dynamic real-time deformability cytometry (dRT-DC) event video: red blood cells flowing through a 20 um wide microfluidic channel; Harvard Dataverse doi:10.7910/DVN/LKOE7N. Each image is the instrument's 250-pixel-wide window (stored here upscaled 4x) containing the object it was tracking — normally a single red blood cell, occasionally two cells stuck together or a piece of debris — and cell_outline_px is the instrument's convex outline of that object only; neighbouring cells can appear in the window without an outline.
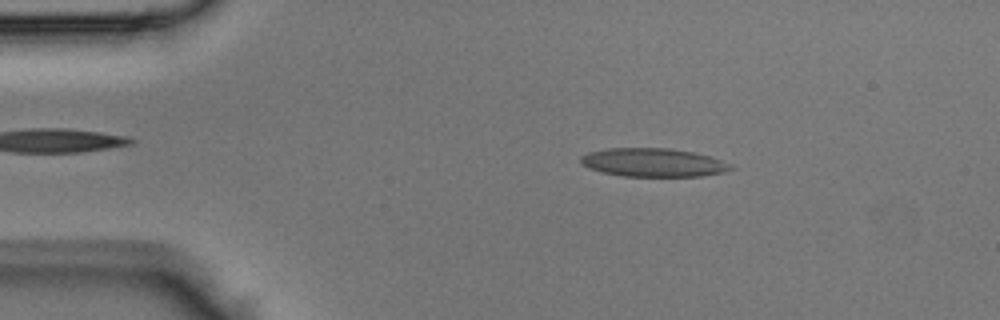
{"species": "Egyptian fruit bat (a non-hibernating species)", "species_latin": "Rousettus aegyptiacus", "temperature_condition": "room temperature", "stored_images_in_passage": 42, "camera_frame_rate_fps": 3000, "um_per_image_px": 0.085, "animal": {"sex": "male"}, "frame": {"image": 1, "passage_image": 6, "time_ms": 1.667, "image_size_px": [1000, 320], "cell_outline_px": [[736, 168], [728, 172], [700, 176], [624, 176], [604, 172], [588, 168], [580, 164], [580, 156], [588, 152], [608, 148], [668, 148], [692, 152], [708, 156], [720, 160]], "centroid_in_image_um": [55.5, 13.81], "position_along_channel_um": 29.5, "area_um2": 24.85}}
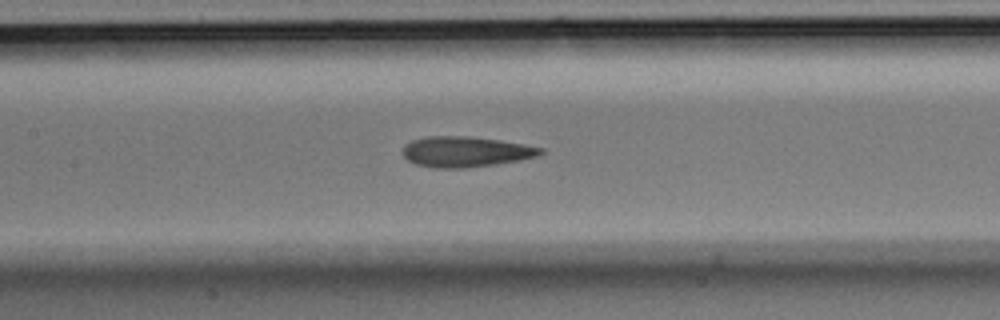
{"frame": {"image": 2, "passage_image": 18, "time_ms": 5.667, "image_size_px": [1000, 320], "cell_outline_px": [[544, 152], [536, 156], [520, 160], [496, 164], [464, 168], [432, 168], [416, 164], [408, 160], [404, 156], [404, 144], [412, 140], [428, 136], [468, 136], [500, 140], [544, 148]], "centroid_in_image_um": [39.57, 12.9], "position_along_channel_um": 167.8, "area_um2": 24.45}}
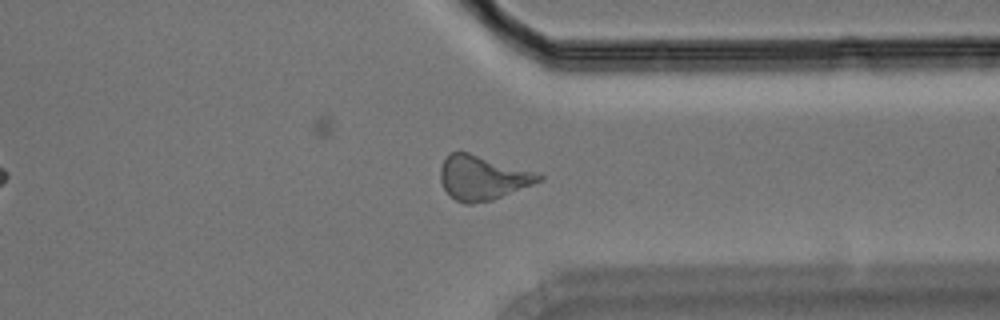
{"frame": {"image": 3, "passage_image": 31, "time_ms": 10.0, "image_size_px": [1000, 320], "cell_outline_px": [[544, 180], [492, 200], [472, 204], [464, 204], [448, 196], [440, 180], [440, 168], [448, 152], [468, 152], [532, 172], [544, 176]], "centroid_in_image_um": [40.95, 15.13], "position_along_channel_um": 370.4, "area_um2": 25.14}}